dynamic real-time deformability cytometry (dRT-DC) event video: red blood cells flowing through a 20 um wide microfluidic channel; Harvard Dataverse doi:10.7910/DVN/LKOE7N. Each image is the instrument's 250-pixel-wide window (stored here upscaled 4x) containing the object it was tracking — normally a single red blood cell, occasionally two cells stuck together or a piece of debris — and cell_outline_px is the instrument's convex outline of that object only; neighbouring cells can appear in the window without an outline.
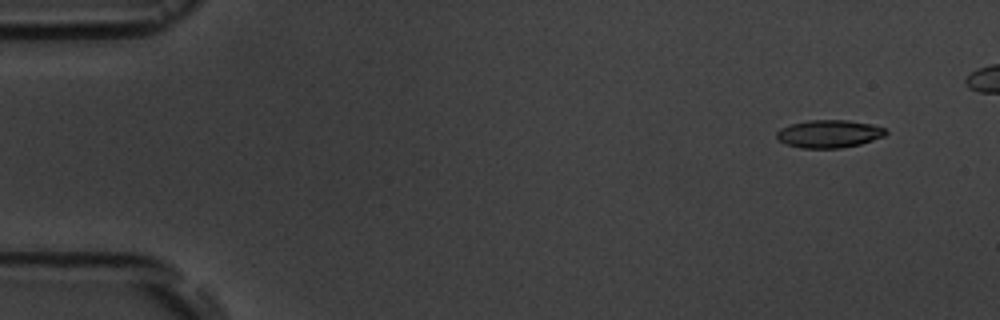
{"species": "common noctule bat (a hibernating species)", "species_latin": "Nyctalus noctula", "temperature_condition": "room temperature", "stored_images_in_passage": 7, "camera_frame_rate_fps": 3000, "um_per_image_px": 0.085, "animal": {"sex": "male", "body_mass_g": 19.5, "forearm_length_mm": 54.6}, "frame": {"image": 1, "passage_image": 2, "time_ms": 1.0, "image_size_px": [1000, 320], "cell_outline_px": [[888, 132], [884, 136], [860, 144], [840, 148], [800, 148], [788, 144], [780, 140], [776, 136], [776, 132], [780, 128], [792, 124], [808, 120], [848, 120], [872, 124], [884, 128]], "centroid_in_image_um": [70.48, 11.37], "position_along_channel_um": 14.5, "area_um2": 17.57}}
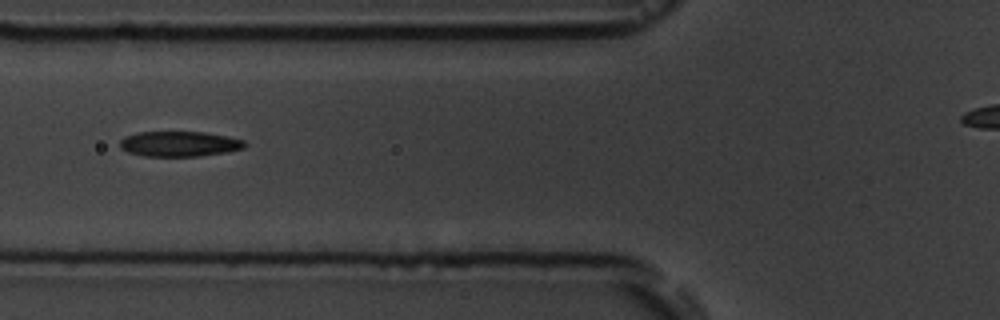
{"frame": {"image": 2, "passage_image": 7, "time_ms": 6.667, "image_size_px": [1000, 320], "cell_outline_px": [[248, 144], [244, 148], [224, 152], [200, 156], [144, 156], [128, 152], [120, 148], [120, 140], [124, 136], [136, 132], [204, 132], [228, 136], [244, 140]], "centroid_in_image_um": [15.24, 12.22], "position_along_channel_um": 110.6, "area_um2": 18.44}}